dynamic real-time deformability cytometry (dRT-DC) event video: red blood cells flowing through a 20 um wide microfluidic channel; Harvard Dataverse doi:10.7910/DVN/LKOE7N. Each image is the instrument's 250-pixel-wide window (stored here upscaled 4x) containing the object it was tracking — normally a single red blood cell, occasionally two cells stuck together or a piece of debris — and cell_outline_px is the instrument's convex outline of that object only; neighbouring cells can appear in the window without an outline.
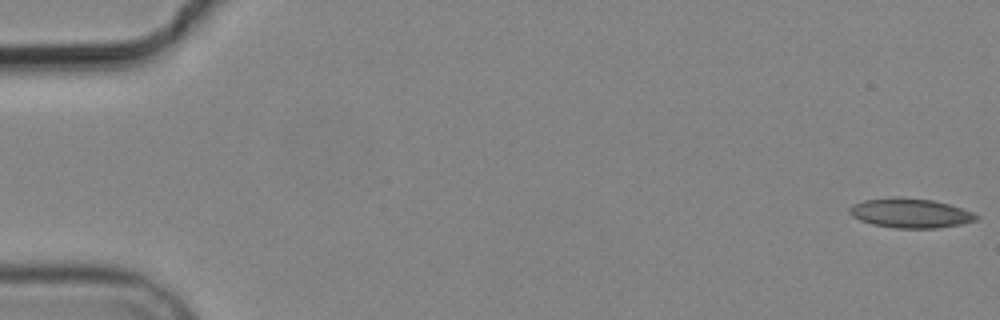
{"species": "common noctule bat (a hibernating species)", "species_latin": "Nyctalus noctula", "temperature_condition": "cold", "stored_images_in_passage": 3, "camera_frame_rate_fps": 3000, "um_per_image_px": 0.085, "animal": {"sex": "male", "body_mass_g": 19.2, "forearm_length_mm": 51.8}, "frame": {"image": 1, "passage_image": 1, "time_ms": 0.0, "image_size_px": [1000, 320], "cell_outline_px": [[980, 216], [976, 220], [960, 224], [936, 228], [896, 228], [872, 224], [860, 220], [852, 216], [848, 212], [848, 208], [852, 204], [864, 200], [932, 200], [948, 204], [972, 212]], "centroid_in_image_um": [77.38, 18.16], "position_along_channel_um": 7.6, "area_um2": 20.75}}